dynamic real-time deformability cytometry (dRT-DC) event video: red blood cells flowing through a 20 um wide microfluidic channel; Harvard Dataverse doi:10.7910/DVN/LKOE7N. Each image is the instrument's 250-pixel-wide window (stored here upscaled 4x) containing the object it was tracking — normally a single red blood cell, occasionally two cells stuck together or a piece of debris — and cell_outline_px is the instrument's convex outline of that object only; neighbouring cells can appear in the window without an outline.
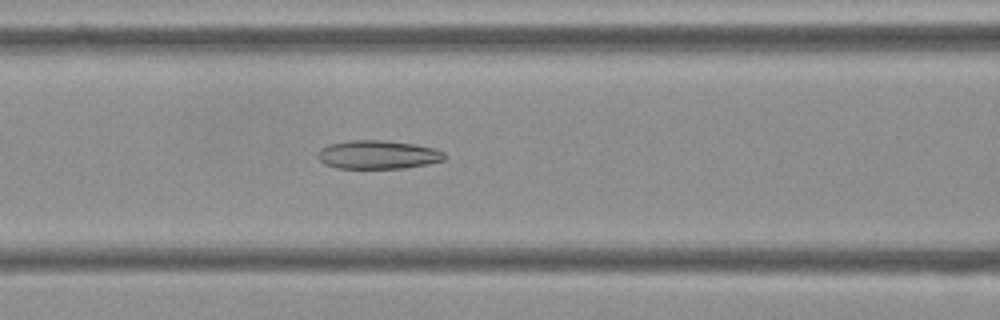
{"species": "Egyptian fruit bat (a non-hibernating species)", "species_latin": "Rousettus aegyptiacus", "temperature_condition": "cold", "stored_images_in_passage": 40, "camera_frame_rate_fps": 3000, "um_per_image_px": 0.085, "frame": {"image": 1, "passage_image": 7, "time_ms": 2.0, "image_size_px": [1000, 320], "cell_outline_px": [[448, 156], [444, 160], [428, 164], [404, 168], [336, 168], [324, 164], [316, 156], [316, 152], [320, 148], [328, 144], [348, 140], [384, 140], [416, 144], [436, 148], [444, 152]], "centroid_in_image_um": [32.12, 13.14], "position_along_channel_um": 134.5, "area_um2": 21.5}}
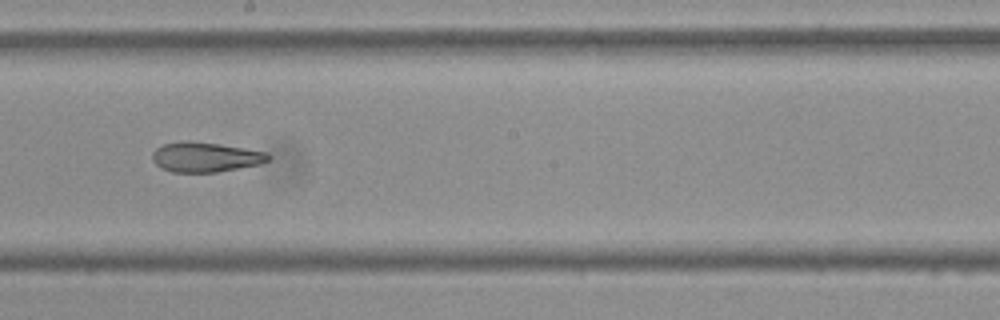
{"frame": {"image": 2, "passage_image": 15, "time_ms": 4.667, "image_size_px": [1000, 320], "cell_outline_px": [[272, 156], [268, 160], [260, 164], [216, 172], [172, 172], [160, 168], [152, 160], [152, 152], [156, 148], [164, 144], [184, 140], [188, 140], [220, 144], [268, 152]], "centroid_in_image_um": [17.45, 13.34], "position_along_channel_um": 230.8, "area_um2": 20.29}}
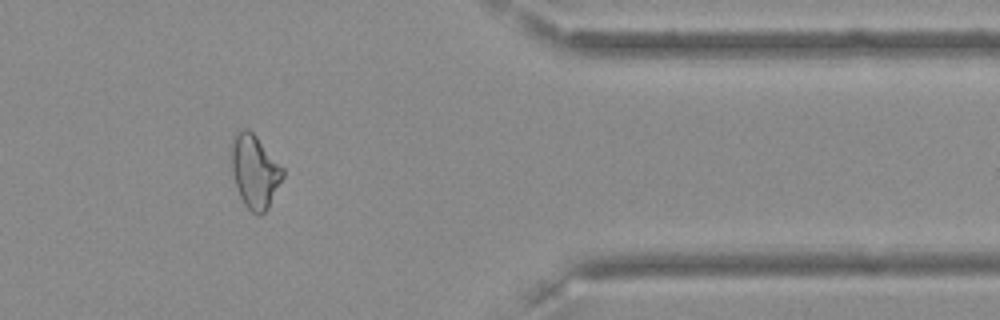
{"frame": {"image": 3, "passage_image": 30, "time_ms": 9.667, "image_size_px": [1000, 320], "cell_outline_px": [[284, 176], [268, 208], [260, 216], [252, 212], [244, 204], [236, 188], [232, 172], [232, 136], [240, 128], [248, 128], [256, 136], [284, 168]], "centroid_in_image_um": [21.65, 14.56], "position_along_channel_um": 389.7, "area_um2": 21.96}, "authors_computed_cell_mechanics": {"area_um2": 21.386, "velocity_mm_per_s": 3.612, "shape_relaxation_time_tau1_ms": null, "shape_relaxation_time_tau2_ms": 4.2377, "deformation_change_tau1": null, "deformation_change_tau2": 0.1209}}